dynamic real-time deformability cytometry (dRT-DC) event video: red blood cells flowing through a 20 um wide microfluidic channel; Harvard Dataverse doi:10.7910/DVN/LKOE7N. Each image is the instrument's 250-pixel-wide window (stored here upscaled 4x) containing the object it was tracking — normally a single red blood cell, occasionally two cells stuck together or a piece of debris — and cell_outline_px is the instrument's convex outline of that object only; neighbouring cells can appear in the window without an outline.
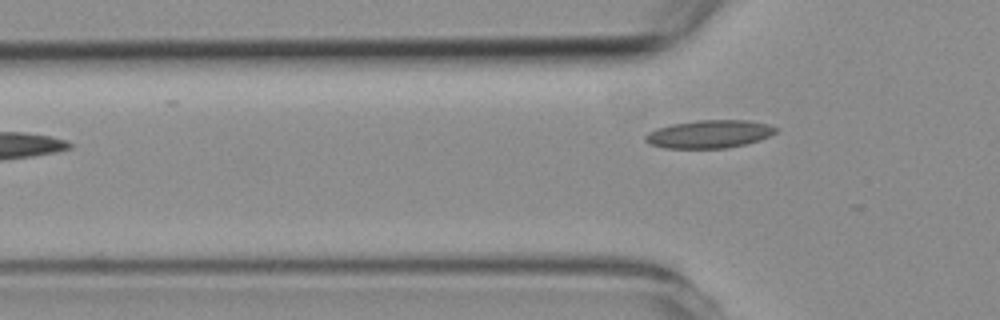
{"species": "common noctule bat (a hibernating species)", "species_latin": "Nyctalus noctula", "temperature_condition": "room temperature", "stored_images_in_passage": 2, "camera_frame_rate_fps": 3000, "um_per_image_px": 0.085, "animal": {"sex": "female", "body_mass_g": 19.3, "forearm_length_mm": 54.1}, "frame": {"image": 1, "passage_image": 2, "time_ms": 1.333, "image_size_px": [1000, 320], "cell_outline_px": [[780, 128], [776, 132], [760, 140], [744, 144], [724, 148], [664, 148], [648, 144], [644, 140], [644, 136], [648, 132], [656, 128], [672, 124], [696, 120], [748, 120], [768, 124]], "centroid_in_image_um": [60.26, 11.39], "position_along_channel_um": 65.5, "area_um2": 21.39}}